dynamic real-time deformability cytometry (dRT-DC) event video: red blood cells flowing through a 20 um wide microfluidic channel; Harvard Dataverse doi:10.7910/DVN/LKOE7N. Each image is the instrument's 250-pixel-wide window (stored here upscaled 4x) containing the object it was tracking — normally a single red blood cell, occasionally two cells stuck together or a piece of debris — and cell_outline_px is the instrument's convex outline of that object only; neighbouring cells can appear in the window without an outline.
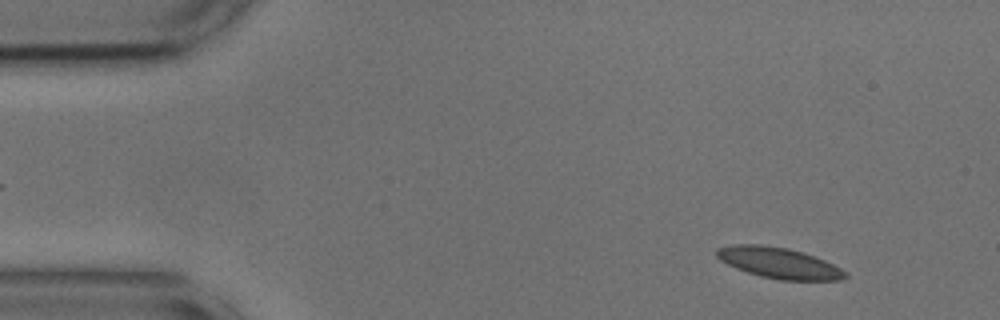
{"species": "common noctule bat (a hibernating species)", "species_latin": "Nyctalus noctula", "temperature_condition": "cold", "stored_images_in_passage": 54, "camera_frame_rate_fps": 3000, "um_per_image_px": 0.085, "animal": {"sex": "male", "body_mass_g": 17.9, "forearm_length_mm": 54.2}, "frame": {"image": 1, "passage_image": 5, "time_ms": 1.333, "image_size_px": [1000, 320], "cell_outline_px": [[848, 276], [840, 280], [780, 280], [760, 276], [736, 268], [720, 260], [716, 256], [716, 248], [736, 244], [756, 244], [788, 248], [824, 260], [848, 272]], "centroid_in_image_um": [66.2, 22.35], "position_along_channel_um": 18.8, "area_um2": 22.89}}
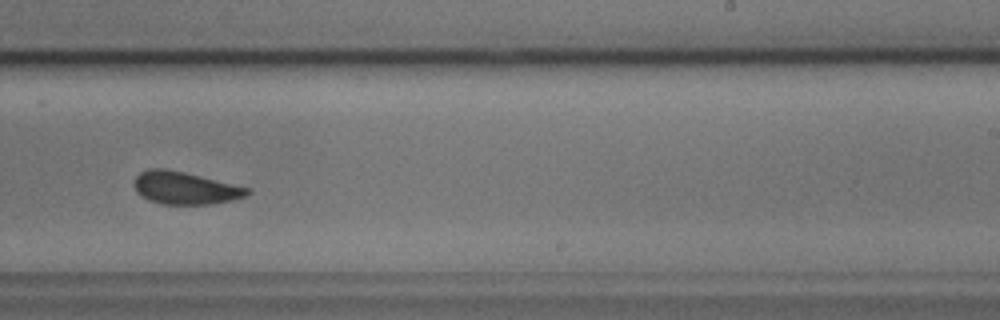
{"frame": {"image": 2, "passage_image": 33, "time_ms": 10.667, "image_size_px": [1000, 320], "cell_outline_px": [[252, 192], [244, 196], [232, 200], [212, 204], [164, 204], [152, 200], [136, 192], [132, 184], [136, 176], [140, 172], [148, 168], [164, 168], [184, 172], [248, 188]], "centroid_in_image_um": [15.69, 15.97], "position_along_channel_um": 273.3, "area_um2": 21.15}}
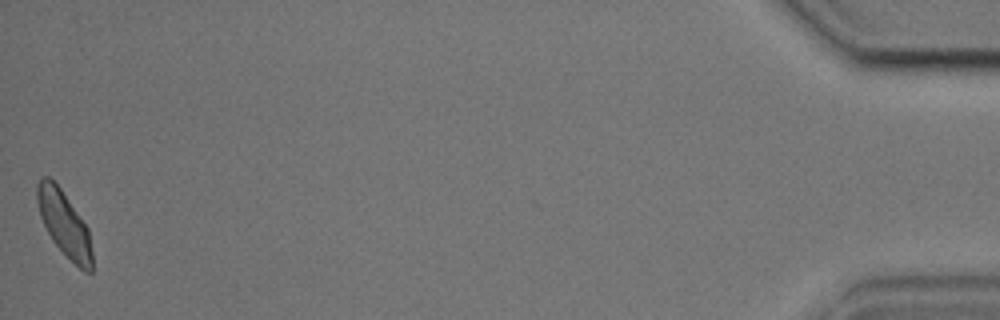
{"frame": {"image": 3, "passage_image": 54, "time_ms": 17.667, "image_size_px": [1000, 320], "cell_outline_px": [[92, 272], [84, 272], [52, 240], [40, 216], [36, 200], [36, 184], [44, 176], [48, 176], [60, 188], [88, 228], [92, 252]], "centroid_in_image_um": [5.45, 19.0], "position_along_channel_um": 429.8, "area_um2": 20.4}, "authors_computed_cell_mechanics": {"area_um2": 21.9929, "velocity_mm_per_s": 3.6115, "shape_relaxation_time_tau1_ms": 3.1278, "shape_relaxation_time_tau2_ms": 1.6451, "deformation_change_tau1": 0.0866, "deformation_change_tau2": 0.0677}}